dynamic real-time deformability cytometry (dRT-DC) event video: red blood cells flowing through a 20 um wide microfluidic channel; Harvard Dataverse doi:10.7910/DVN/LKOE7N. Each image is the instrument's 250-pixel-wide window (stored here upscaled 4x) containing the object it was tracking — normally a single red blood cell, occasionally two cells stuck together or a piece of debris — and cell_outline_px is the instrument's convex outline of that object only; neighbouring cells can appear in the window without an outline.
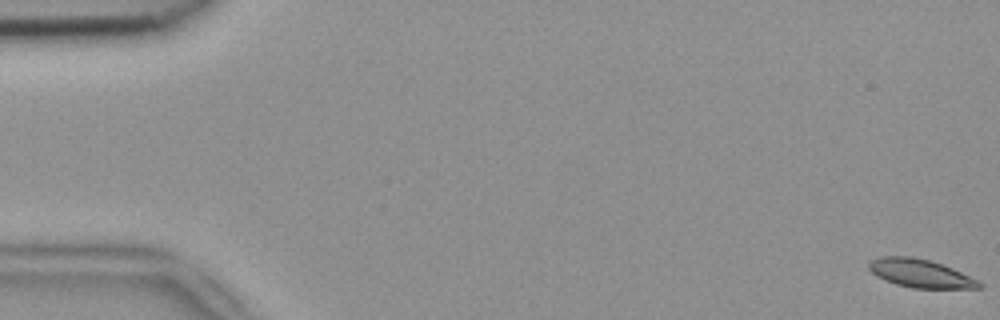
{"species": "common noctule bat (a hibernating species)", "species_latin": "Nyctalus noctula", "temperature_condition": "room temperature", "stored_images_in_passage": 54, "camera_frame_rate_fps": 3000, "um_per_image_px": 0.085, "animal": {"sex": "female", "body_mass_g": 18.4}, "frame": {"image": 1, "passage_image": 1, "time_ms": 0.0, "image_size_px": [1000, 320], "cell_outline_px": [[984, 284], [980, 288], [912, 288], [896, 284], [884, 280], [876, 276], [868, 268], [868, 264], [872, 260], [880, 256], [912, 256], [928, 260], [952, 268], [980, 280]], "centroid_in_image_um": [78.24, 23.24], "position_along_channel_um": 6.8, "area_um2": 18.21}}
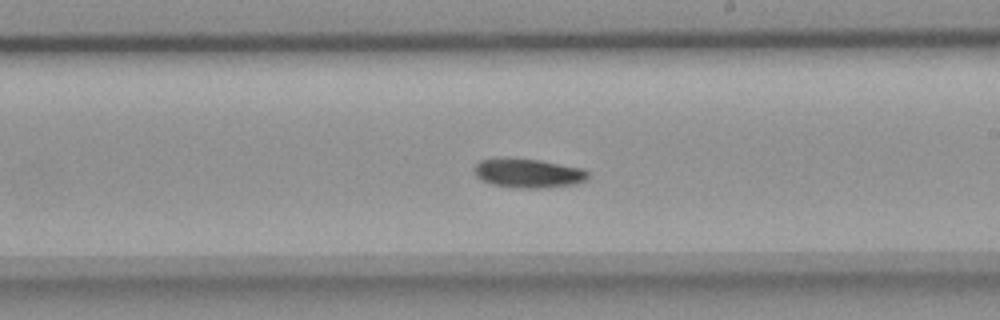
{"frame": {"image": 2, "passage_image": 32, "time_ms": 10.333, "image_size_px": [1000, 320], "cell_outline_px": [[588, 176], [584, 180], [576, 184], [544, 188], [516, 188], [492, 184], [480, 180], [476, 176], [472, 168], [480, 160], [540, 160], [584, 168], [588, 172]], "centroid_in_image_um": [44.92, 14.75], "position_along_channel_um": 244.1, "area_um2": 18.96}}
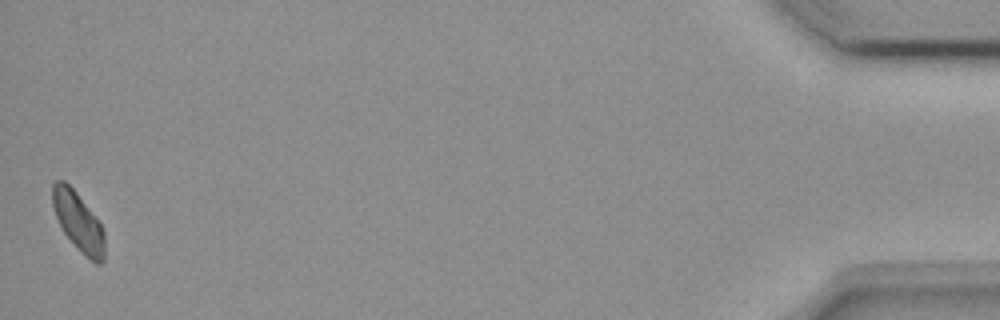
{"frame": {"image": 3, "passage_image": 54, "time_ms": 17.667, "image_size_px": [1000, 320], "cell_outline_px": [[104, 260], [100, 264], [96, 264], [80, 252], [64, 232], [56, 216], [52, 204], [52, 184], [56, 180], [64, 180], [76, 192], [100, 224], [104, 232]], "centroid_in_image_um": [6.65, 18.85], "position_along_channel_um": 428.6, "area_um2": 17.57}, "authors_computed_cell_mechanics": {"area_um2": 18.8428, "velocity_mm_per_s": 3.7801, "shape_relaxation_time_tau1_ms": 5.7699, "shape_relaxation_time_tau2_ms": null, "deformation_change_tau1": 0.1112, "deformation_change_tau2": null}}